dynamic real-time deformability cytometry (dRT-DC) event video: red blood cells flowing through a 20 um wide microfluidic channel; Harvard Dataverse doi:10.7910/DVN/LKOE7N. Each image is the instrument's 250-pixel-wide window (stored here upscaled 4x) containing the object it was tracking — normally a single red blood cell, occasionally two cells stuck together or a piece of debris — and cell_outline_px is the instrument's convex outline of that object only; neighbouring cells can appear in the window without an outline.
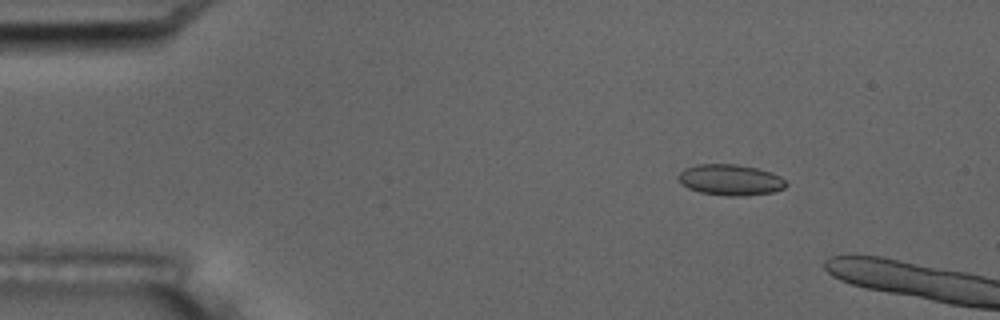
{"species": "common noctule bat (a hibernating species)", "species_latin": "Nyctalus noctula", "temperature_condition": "room temperature", "stored_images_in_passage": 5, "camera_frame_rate_fps": 3000, "um_per_image_px": 0.085, "animal": {"sex": "male", "body_mass_g": 17.5, "forearm_length_mm": 52.3}, "frame": {"image": 1, "passage_image": 3, "time_ms": 2.333, "image_size_px": [1000, 320], "cell_outline_px": [[788, 184], [784, 188], [772, 192], [744, 196], [728, 196], [700, 192], [688, 188], [680, 184], [676, 176], [684, 168], [696, 164], [736, 164], [756, 168], [772, 172], [780, 176]], "centroid_in_image_um": [62.05, 15.28], "position_along_channel_um": 23.0, "area_um2": 19.59}}